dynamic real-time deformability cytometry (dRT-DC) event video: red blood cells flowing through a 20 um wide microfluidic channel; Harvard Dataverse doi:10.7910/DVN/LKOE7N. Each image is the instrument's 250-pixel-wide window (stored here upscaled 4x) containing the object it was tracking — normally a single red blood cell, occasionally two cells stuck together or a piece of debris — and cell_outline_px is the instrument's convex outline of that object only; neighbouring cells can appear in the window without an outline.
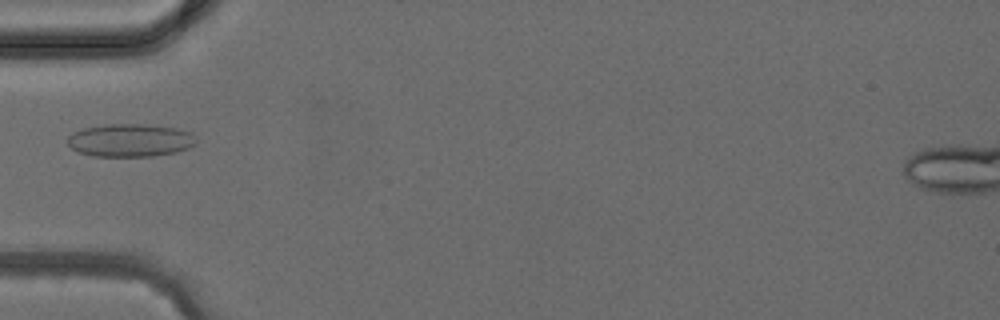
{"species": "common noctule bat (a hibernating species)", "species_latin": "Nyctalus noctula", "temperature_condition": "cold", "stored_images_in_passage": 6, "camera_frame_rate_fps": 3000, "um_per_image_px": 0.085, "animal": {"sex": "female", "body_mass_g": 24.6, "forearm_length_mm": 56.2}, "frame": {"image": 1, "passage_image": 5, "time_ms": 4.667, "image_size_px": [1000, 320], "cell_outline_px": [[196, 144], [188, 148], [176, 152], [152, 156], [92, 156], [80, 152], [72, 148], [68, 144], [68, 136], [72, 132], [84, 128], [108, 124], [144, 124], [176, 128], [188, 132], [196, 140]], "centroid_in_image_um": [11.04, 11.92], "position_along_channel_um": 74.0, "area_um2": 24.51}}